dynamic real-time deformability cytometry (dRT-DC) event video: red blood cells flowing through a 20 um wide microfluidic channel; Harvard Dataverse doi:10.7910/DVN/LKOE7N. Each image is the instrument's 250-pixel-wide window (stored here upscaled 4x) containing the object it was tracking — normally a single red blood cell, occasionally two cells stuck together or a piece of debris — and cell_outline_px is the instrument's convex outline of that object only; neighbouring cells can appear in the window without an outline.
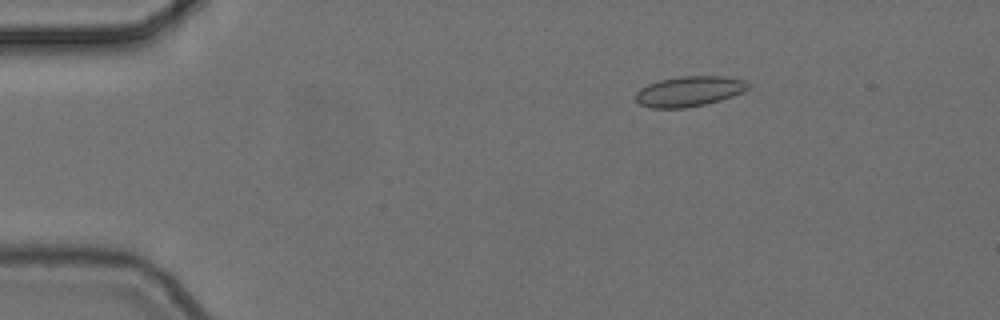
{"species": "common noctule bat (a hibernating species)", "species_latin": "Nyctalus noctula", "temperature_condition": "cold", "stored_images_in_passage": 3, "camera_frame_rate_fps": 3000, "um_per_image_px": 0.085, "animal": {"sex": "female", "body_mass_g": 24.6, "forearm_length_mm": 56.2}, "frame": {"image": 1, "passage_image": 1, "time_ms": 0.0, "image_size_px": [1000, 320], "cell_outline_px": [[752, 84], [748, 88], [732, 96], [720, 100], [704, 104], [684, 108], [652, 108], [640, 104], [636, 100], [636, 92], [640, 88], [648, 84], [660, 80], [680, 76], [724, 76], [744, 80]], "centroid_in_image_um": [58.57, 7.75], "position_along_channel_um": 26.4, "area_um2": 19.71}}